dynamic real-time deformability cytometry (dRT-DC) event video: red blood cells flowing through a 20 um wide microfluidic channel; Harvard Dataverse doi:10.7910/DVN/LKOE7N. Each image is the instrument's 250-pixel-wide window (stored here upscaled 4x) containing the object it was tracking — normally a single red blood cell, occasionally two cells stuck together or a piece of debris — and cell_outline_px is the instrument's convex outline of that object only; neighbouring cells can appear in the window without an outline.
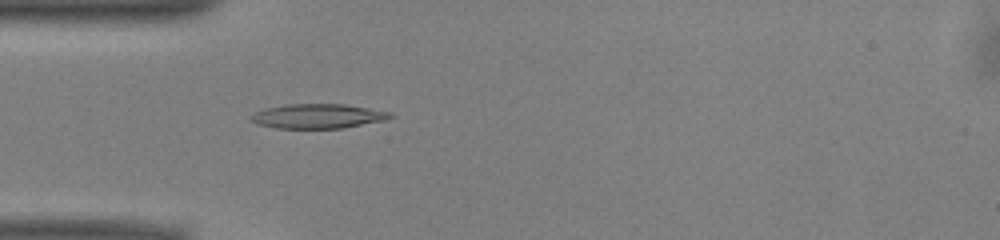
{"species": "common noctule bat (a hibernating species)", "species_latin": "Nyctalus noctula", "temperature_condition": "warm", "stored_images_in_passage": 37, "camera_frame_rate_fps": 3000, "um_per_image_px": 0.085, "animal": {"sex": "male", "body_mass_g": 13.0, "forearm_length_mm": 53.1}, "frame": {"image": 1, "passage_image": 1, "time_ms": 0.0, "image_size_px": [1000, 240], "cell_outline_px": [[396, 116], [384, 120], [344, 128], [276, 128], [256, 124], [252, 120], [252, 116], [256, 112], [268, 108], [288, 104], [344, 104], [392, 112]], "centroid_in_image_um": [27.08, 9.87], "position_along_channel_um": 57.9, "area_um2": 19.71}}
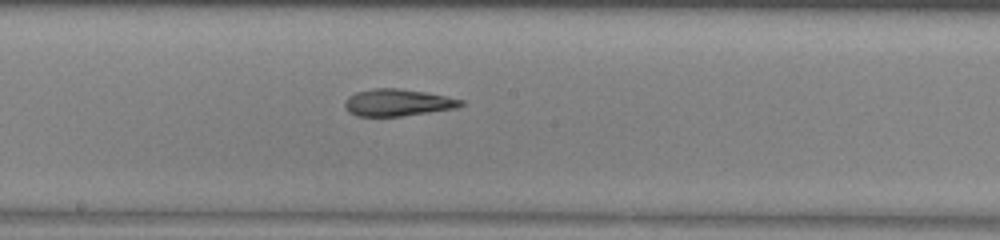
{"frame": {"image": 2, "passage_image": 13, "time_ms": 4.0, "image_size_px": [1000, 240], "cell_outline_px": [[464, 104], [456, 108], [400, 116], [356, 116], [348, 112], [344, 108], [344, 104], [348, 96], [356, 92], [372, 88], [400, 88], [424, 92], [464, 100]], "centroid_in_image_um": [33.75, 8.71], "position_along_channel_um": 214.4, "area_um2": 18.21}}
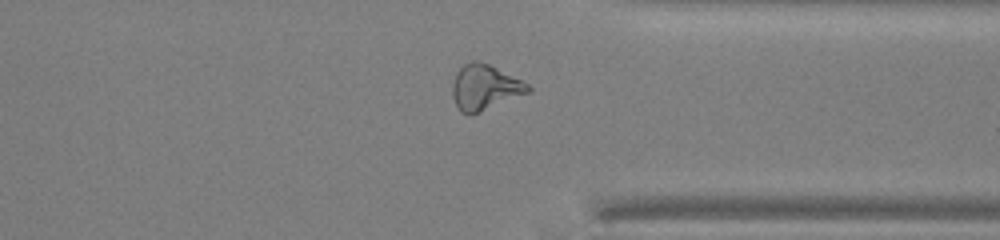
{"frame": {"image": 3, "passage_image": 25, "time_ms": 8.0, "image_size_px": [1000, 240], "cell_outline_px": [[532, 92], [472, 116], [468, 116], [460, 112], [452, 96], [452, 84], [456, 72], [464, 64], [472, 60], [480, 60], [528, 84], [532, 88]], "centroid_in_image_um": [41.2, 7.47], "position_along_channel_um": 370.2, "area_um2": 20.35}, "authors_computed_cell_mechanics": {"area_um2": 18.6694, "velocity_mm_per_s": 3.9698, "shape_relaxation_time_tau1_ms": null, "shape_relaxation_time_tau2_ms": 4.4606, "deformation_change_tau1": null, "deformation_change_tau2": 0.138}}